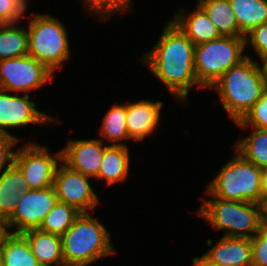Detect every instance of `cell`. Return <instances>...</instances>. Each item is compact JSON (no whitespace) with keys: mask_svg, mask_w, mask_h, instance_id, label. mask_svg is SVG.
Masks as SVG:
<instances>
[{"mask_svg":"<svg viewBox=\"0 0 267 266\" xmlns=\"http://www.w3.org/2000/svg\"><path fill=\"white\" fill-rule=\"evenodd\" d=\"M245 37L221 36L195 46L194 68L198 83L208 89L232 66L247 57Z\"/></svg>","mask_w":267,"mask_h":266,"instance_id":"7","label":"cell"},{"mask_svg":"<svg viewBox=\"0 0 267 266\" xmlns=\"http://www.w3.org/2000/svg\"><path fill=\"white\" fill-rule=\"evenodd\" d=\"M26 6H28L27 5V2H28V0H21Z\"/></svg>","mask_w":267,"mask_h":266,"instance_id":"39","label":"cell"},{"mask_svg":"<svg viewBox=\"0 0 267 266\" xmlns=\"http://www.w3.org/2000/svg\"><path fill=\"white\" fill-rule=\"evenodd\" d=\"M235 153L208 184L206 193L211 198L259 203L263 196L261 168Z\"/></svg>","mask_w":267,"mask_h":266,"instance_id":"4","label":"cell"},{"mask_svg":"<svg viewBox=\"0 0 267 266\" xmlns=\"http://www.w3.org/2000/svg\"><path fill=\"white\" fill-rule=\"evenodd\" d=\"M196 5L195 11L185 14L181 9L172 20L195 46L221 37L206 12Z\"/></svg>","mask_w":267,"mask_h":266,"instance_id":"16","label":"cell"},{"mask_svg":"<svg viewBox=\"0 0 267 266\" xmlns=\"http://www.w3.org/2000/svg\"><path fill=\"white\" fill-rule=\"evenodd\" d=\"M80 214L73 206L58 201L43 220L40 230L62 236Z\"/></svg>","mask_w":267,"mask_h":266,"instance_id":"26","label":"cell"},{"mask_svg":"<svg viewBox=\"0 0 267 266\" xmlns=\"http://www.w3.org/2000/svg\"><path fill=\"white\" fill-rule=\"evenodd\" d=\"M100 135L106 141L113 142V145H125L121 141L129 138L126 127V103L114 104L105 114L100 129ZM120 141V142H119Z\"/></svg>","mask_w":267,"mask_h":266,"instance_id":"25","label":"cell"},{"mask_svg":"<svg viewBox=\"0 0 267 266\" xmlns=\"http://www.w3.org/2000/svg\"><path fill=\"white\" fill-rule=\"evenodd\" d=\"M252 266H267V227L251 238Z\"/></svg>","mask_w":267,"mask_h":266,"instance_id":"30","label":"cell"},{"mask_svg":"<svg viewBox=\"0 0 267 266\" xmlns=\"http://www.w3.org/2000/svg\"><path fill=\"white\" fill-rule=\"evenodd\" d=\"M30 187L20 168L13 163L0 175V219L7 220L15 211L20 195Z\"/></svg>","mask_w":267,"mask_h":266,"instance_id":"18","label":"cell"},{"mask_svg":"<svg viewBox=\"0 0 267 266\" xmlns=\"http://www.w3.org/2000/svg\"><path fill=\"white\" fill-rule=\"evenodd\" d=\"M89 178L60 161L53 183L58 201L73 206L80 213H88L89 209L93 211L99 200Z\"/></svg>","mask_w":267,"mask_h":266,"instance_id":"11","label":"cell"},{"mask_svg":"<svg viewBox=\"0 0 267 266\" xmlns=\"http://www.w3.org/2000/svg\"><path fill=\"white\" fill-rule=\"evenodd\" d=\"M241 34L245 37L267 22V0H229Z\"/></svg>","mask_w":267,"mask_h":266,"instance_id":"21","label":"cell"},{"mask_svg":"<svg viewBox=\"0 0 267 266\" xmlns=\"http://www.w3.org/2000/svg\"><path fill=\"white\" fill-rule=\"evenodd\" d=\"M193 266H222V265L213 263L204 255H202L201 258L195 257L193 259Z\"/></svg>","mask_w":267,"mask_h":266,"instance_id":"34","label":"cell"},{"mask_svg":"<svg viewBox=\"0 0 267 266\" xmlns=\"http://www.w3.org/2000/svg\"><path fill=\"white\" fill-rule=\"evenodd\" d=\"M17 23L0 24V60L28 54L29 35L25 27Z\"/></svg>","mask_w":267,"mask_h":266,"instance_id":"22","label":"cell"},{"mask_svg":"<svg viewBox=\"0 0 267 266\" xmlns=\"http://www.w3.org/2000/svg\"><path fill=\"white\" fill-rule=\"evenodd\" d=\"M11 232L9 231L6 225L5 220L0 219V248L2 246L3 239Z\"/></svg>","mask_w":267,"mask_h":266,"instance_id":"36","label":"cell"},{"mask_svg":"<svg viewBox=\"0 0 267 266\" xmlns=\"http://www.w3.org/2000/svg\"><path fill=\"white\" fill-rule=\"evenodd\" d=\"M29 98V94L20 97L0 89V133L11 134L7 128L26 127L33 123L48 125L50 121H60L37 110L36 103Z\"/></svg>","mask_w":267,"mask_h":266,"instance_id":"12","label":"cell"},{"mask_svg":"<svg viewBox=\"0 0 267 266\" xmlns=\"http://www.w3.org/2000/svg\"><path fill=\"white\" fill-rule=\"evenodd\" d=\"M239 127L246 129L247 126L267 129V88L261 98L240 120L235 122Z\"/></svg>","mask_w":267,"mask_h":266,"instance_id":"28","label":"cell"},{"mask_svg":"<svg viewBox=\"0 0 267 266\" xmlns=\"http://www.w3.org/2000/svg\"><path fill=\"white\" fill-rule=\"evenodd\" d=\"M52 76L51 71L28 54L0 60V89L7 92L28 94L43 86L48 79H53Z\"/></svg>","mask_w":267,"mask_h":266,"instance_id":"8","label":"cell"},{"mask_svg":"<svg viewBox=\"0 0 267 266\" xmlns=\"http://www.w3.org/2000/svg\"><path fill=\"white\" fill-rule=\"evenodd\" d=\"M19 140V137L13 134L0 133V172L14 163L16 149L14 151L11 149Z\"/></svg>","mask_w":267,"mask_h":266,"instance_id":"31","label":"cell"},{"mask_svg":"<svg viewBox=\"0 0 267 266\" xmlns=\"http://www.w3.org/2000/svg\"><path fill=\"white\" fill-rule=\"evenodd\" d=\"M162 101L141 100L126 103V127L129 138L142 141L153 133L160 122Z\"/></svg>","mask_w":267,"mask_h":266,"instance_id":"14","label":"cell"},{"mask_svg":"<svg viewBox=\"0 0 267 266\" xmlns=\"http://www.w3.org/2000/svg\"><path fill=\"white\" fill-rule=\"evenodd\" d=\"M4 266H42L21 234L9 233L0 248Z\"/></svg>","mask_w":267,"mask_h":266,"instance_id":"23","label":"cell"},{"mask_svg":"<svg viewBox=\"0 0 267 266\" xmlns=\"http://www.w3.org/2000/svg\"><path fill=\"white\" fill-rule=\"evenodd\" d=\"M132 0H85L84 5L89 13L99 14L102 19H108L114 13L130 11ZM124 11V12H123Z\"/></svg>","mask_w":267,"mask_h":266,"instance_id":"27","label":"cell"},{"mask_svg":"<svg viewBox=\"0 0 267 266\" xmlns=\"http://www.w3.org/2000/svg\"><path fill=\"white\" fill-rule=\"evenodd\" d=\"M130 164L129 149L125 145H108L104 151L100 163L97 180H106V184L112 185L127 179Z\"/></svg>","mask_w":267,"mask_h":266,"instance_id":"19","label":"cell"},{"mask_svg":"<svg viewBox=\"0 0 267 266\" xmlns=\"http://www.w3.org/2000/svg\"><path fill=\"white\" fill-rule=\"evenodd\" d=\"M65 266H87L115 254L110 234L90 213H80L61 236Z\"/></svg>","mask_w":267,"mask_h":266,"instance_id":"3","label":"cell"},{"mask_svg":"<svg viewBox=\"0 0 267 266\" xmlns=\"http://www.w3.org/2000/svg\"><path fill=\"white\" fill-rule=\"evenodd\" d=\"M259 66L258 62L247 55L210 88H216L223 109L234 122L240 121L266 90V81Z\"/></svg>","mask_w":267,"mask_h":266,"instance_id":"2","label":"cell"},{"mask_svg":"<svg viewBox=\"0 0 267 266\" xmlns=\"http://www.w3.org/2000/svg\"><path fill=\"white\" fill-rule=\"evenodd\" d=\"M42 266H65L61 236L30 229L21 233ZM56 264V265H55Z\"/></svg>","mask_w":267,"mask_h":266,"instance_id":"17","label":"cell"},{"mask_svg":"<svg viewBox=\"0 0 267 266\" xmlns=\"http://www.w3.org/2000/svg\"><path fill=\"white\" fill-rule=\"evenodd\" d=\"M245 43V45H252L251 47L259 58L267 54V22L248 33L245 36Z\"/></svg>","mask_w":267,"mask_h":266,"instance_id":"32","label":"cell"},{"mask_svg":"<svg viewBox=\"0 0 267 266\" xmlns=\"http://www.w3.org/2000/svg\"><path fill=\"white\" fill-rule=\"evenodd\" d=\"M103 141L100 138L71 139L67 142V146L61 150V161L72 170L95 178L98 175L104 151L108 146H103Z\"/></svg>","mask_w":267,"mask_h":266,"instance_id":"13","label":"cell"},{"mask_svg":"<svg viewBox=\"0 0 267 266\" xmlns=\"http://www.w3.org/2000/svg\"><path fill=\"white\" fill-rule=\"evenodd\" d=\"M203 255L222 266H252L251 239L222 236Z\"/></svg>","mask_w":267,"mask_h":266,"instance_id":"15","label":"cell"},{"mask_svg":"<svg viewBox=\"0 0 267 266\" xmlns=\"http://www.w3.org/2000/svg\"><path fill=\"white\" fill-rule=\"evenodd\" d=\"M261 188L262 194L267 195V167L261 168Z\"/></svg>","mask_w":267,"mask_h":266,"instance_id":"35","label":"cell"},{"mask_svg":"<svg viewBox=\"0 0 267 266\" xmlns=\"http://www.w3.org/2000/svg\"><path fill=\"white\" fill-rule=\"evenodd\" d=\"M217 230H225L223 236L253 238L261 229L259 204L245 201L203 199L196 212Z\"/></svg>","mask_w":267,"mask_h":266,"instance_id":"5","label":"cell"},{"mask_svg":"<svg viewBox=\"0 0 267 266\" xmlns=\"http://www.w3.org/2000/svg\"><path fill=\"white\" fill-rule=\"evenodd\" d=\"M0 266H4L3 258H2V255H1V251H0Z\"/></svg>","mask_w":267,"mask_h":266,"instance_id":"38","label":"cell"},{"mask_svg":"<svg viewBox=\"0 0 267 266\" xmlns=\"http://www.w3.org/2000/svg\"><path fill=\"white\" fill-rule=\"evenodd\" d=\"M251 128L252 134L239 139L233 149L256 166L267 167V129Z\"/></svg>","mask_w":267,"mask_h":266,"instance_id":"24","label":"cell"},{"mask_svg":"<svg viewBox=\"0 0 267 266\" xmlns=\"http://www.w3.org/2000/svg\"><path fill=\"white\" fill-rule=\"evenodd\" d=\"M27 6L21 0H0V24L18 23Z\"/></svg>","mask_w":267,"mask_h":266,"instance_id":"29","label":"cell"},{"mask_svg":"<svg viewBox=\"0 0 267 266\" xmlns=\"http://www.w3.org/2000/svg\"><path fill=\"white\" fill-rule=\"evenodd\" d=\"M61 150L54 156L46 147L36 143H27L16 149L14 163L20 168L30 189H43L53 186Z\"/></svg>","mask_w":267,"mask_h":266,"instance_id":"9","label":"cell"},{"mask_svg":"<svg viewBox=\"0 0 267 266\" xmlns=\"http://www.w3.org/2000/svg\"><path fill=\"white\" fill-rule=\"evenodd\" d=\"M194 55L195 45L170 20L157 44L141 60L176 99L186 102L190 88L202 87L196 78Z\"/></svg>","mask_w":267,"mask_h":266,"instance_id":"1","label":"cell"},{"mask_svg":"<svg viewBox=\"0 0 267 266\" xmlns=\"http://www.w3.org/2000/svg\"><path fill=\"white\" fill-rule=\"evenodd\" d=\"M58 202L54 186L43 189H30L20 195L19 202L13 214L6 220L10 232L21 234L30 229H38L46 215Z\"/></svg>","mask_w":267,"mask_h":266,"instance_id":"10","label":"cell"},{"mask_svg":"<svg viewBox=\"0 0 267 266\" xmlns=\"http://www.w3.org/2000/svg\"><path fill=\"white\" fill-rule=\"evenodd\" d=\"M259 59H261L262 64H263V65L261 64V66H259L261 71H262L263 77L267 78V54L263 55Z\"/></svg>","mask_w":267,"mask_h":266,"instance_id":"37","label":"cell"},{"mask_svg":"<svg viewBox=\"0 0 267 266\" xmlns=\"http://www.w3.org/2000/svg\"><path fill=\"white\" fill-rule=\"evenodd\" d=\"M259 204L260 221L263 227H267V195L261 197Z\"/></svg>","mask_w":267,"mask_h":266,"instance_id":"33","label":"cell"},{"mask_svg":"<svg viewBox=\"0 0 267 266\" xmlns=\"http://www.w3.org/2000/svg\"><path fill=\"white\" fill-rule=\"evenodd\" d=\"M28 24V55L52 73L70 57V46L64 25L50 15L35 14Z\"/></svg>","mask_w":267,"mask_h":266,"instance_id":"6","label":"cell"},{"mask_svg":"<svg viewBox=\"0 0 267 266\" xmlns=\"http://www.w3.org/2000/svg\"><path fill=\"white\" fill-rule=\"evenodd\" d=\"M221 36L244 37L238 27L229 0H197Z\"/></svg>","mask_w":267,"mask_h":266,"instance_id":"20","label":"cell"}]
</instances>
